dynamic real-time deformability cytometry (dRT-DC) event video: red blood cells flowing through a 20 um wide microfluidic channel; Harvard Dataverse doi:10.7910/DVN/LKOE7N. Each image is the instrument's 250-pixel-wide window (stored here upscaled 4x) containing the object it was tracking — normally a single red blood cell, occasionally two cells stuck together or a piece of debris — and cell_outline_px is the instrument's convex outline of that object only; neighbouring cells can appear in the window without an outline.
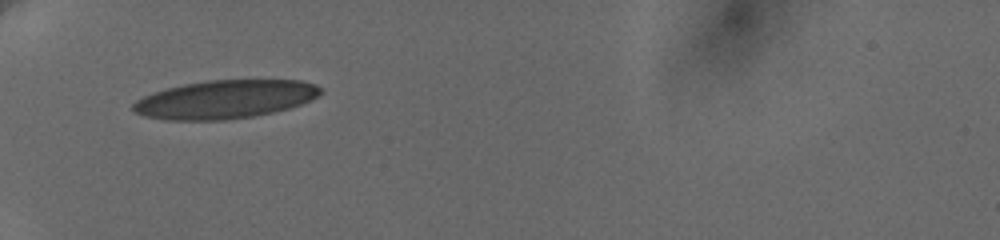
{"species": "human", "species_latin": "Homo sapiens", "temperature_condition": "cold", "stored_images_in_passage": 42, "camera_frame_rate_fps": 3000, "um_per_image_px": 0.085, "donor": {"sex": "female"}, "frame": {"image": 1, "passage_image": 1, "time_ms": 0.0, "image_size_px": [1000, 240], "cell_outline_px": [[324, 92], [320, 96], [312, 100], [288, 108], [256, 116], [228, 120], [164, 120], [144, 116], [132, 112], [132, 104], [136, 100], [152, 92], [184, 84], [208, 80], [300, 80], [316, 84]], "centroid_in_image_um": [19.12, 8.45], "position_along_channel_um": 65.9, "area_um2": 42.25}}
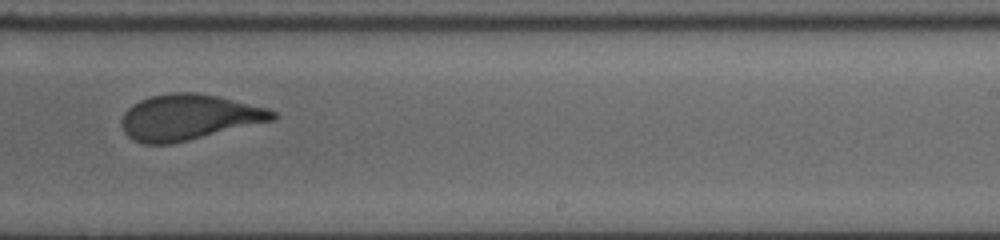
{"frame": {"image": 2, "passage_image": 22, "time_ms": 6.0, "image_size_px": [1000, 240], "cell_outline_px": [[276, 120], [172, 144], [144, 144], [128, 136], [124, 132], [120, 120], [124, 112], [132, 104], [140, 100], [152, 96], [172, 92], [196, 92], [216, 96], [268, 108], [276, 112]], "centroid_in_image_um": [16.04, 9.97], "position_along_channel_um": 273.0, "area_um2": 40.23}}
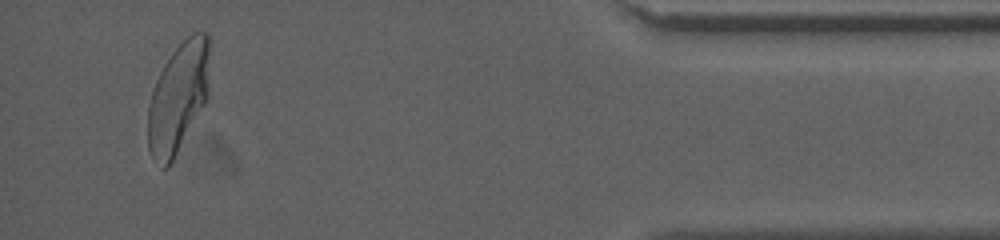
{"frame": {"image": 3, "passage_image": 40, "time_ms": 11.333, "image_size_px": [1000, 240], "cell_outline_px": [[208, 96], [204, 104], [168, 168], [160, 168], [152, 160], [148, 152], [148, 108], [152, 88], [164, 64], [172, 52], [192, 32], [208, 32]], "centroid_in_image_um": [15.11, 8.33], "position_along_channel_um": 420.1, "area_um2": 39.42}, "authors_computed_cell_mechanics": {"area_um2": 40.6334, "velocity_mm_per_s": 3.6464, "shape_relaxation_time_tau1_ms": 5.1116, "shape_relaxation_time_tau2_ms": 0.8626, "deformation_change_tau1": 0.1888, "deformation_change_tau2": 0.0843}}